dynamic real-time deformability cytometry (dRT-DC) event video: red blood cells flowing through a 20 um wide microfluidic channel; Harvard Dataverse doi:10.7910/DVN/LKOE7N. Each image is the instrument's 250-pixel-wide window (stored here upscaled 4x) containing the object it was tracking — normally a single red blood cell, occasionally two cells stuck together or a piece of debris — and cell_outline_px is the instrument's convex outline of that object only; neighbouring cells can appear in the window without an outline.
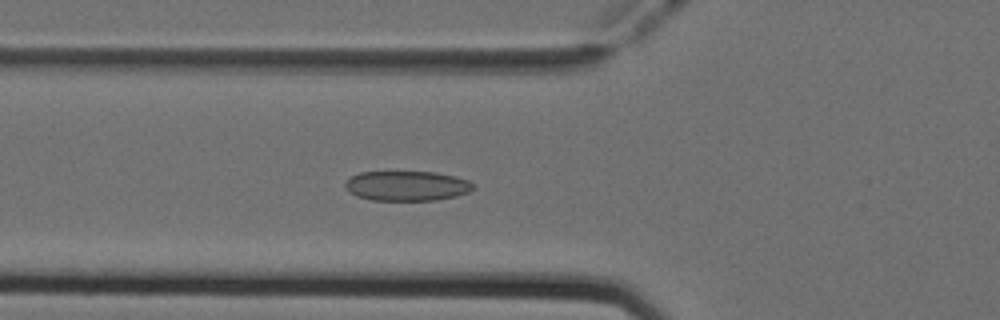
{"species": "Egyptian fruit bat (a non-hibernating species)", "species_latin": "Rousettus aegyptiacus", "temperature_condition": "cold", "stored_images_in_passage": 49, "camera_frame_rate_fps": 3000, "um_per_image_px": 0.085, "animal": {"sex": "female"}, "frame": {"image": 1, "passage_image": 16, "time_ms": 5.0, "image_size_px": [1000, 320], "cell_outline_px": [[472, 188], [468, 192], [456, 196], [436, 200], [372, 200], [356, 196], [348, 192], [344, 188], [344, 184], [352, 176], [360, 172], [436, 172], [456, 176], [468, 180], [472, 184]], "centroid_in_image_um": [34.55, 15.8], "position_along_channel_um": 91.3, "area_um2": 22.25}}
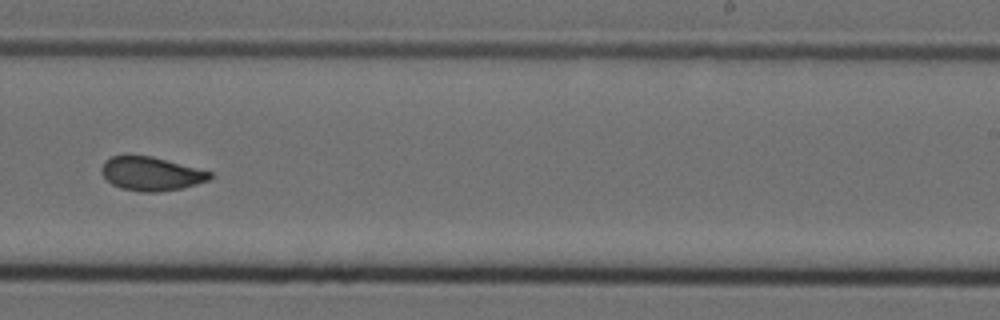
{"frame": {"image": 2, "passage_image": 30, "time_ms": 9.667, "image_size_px": [1000, 320], "cell_outline_px": [[212, 176], [208, 180], [184, 188], [160, 192], [140, 192], [120, 188], [112, 184], [100, 172], [100, 168], [104, 160], [112, 156], [152, 156], [212, 172]], "centroid_in_image_um": [12.82, 14.78], "position_along_channel_um": 276.2, "area_um2": 21.33}}
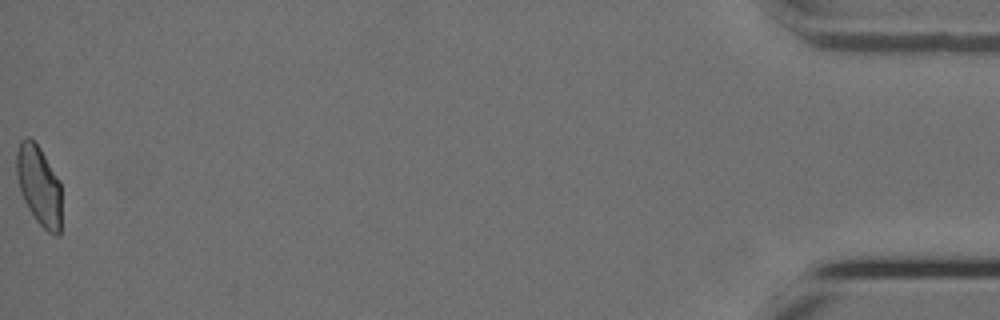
{"frame": {"image": 3, "passage_image": 49, "time_ms": 16.0, "image_size_px": [1000, 320], "cell_outline_px": [[60, 232], [56, 236], [48, 232], [36, 220], [28, 208], [20, 192], [16, 176], [16, 152], [20, 140], [24, 136], [28, 136], [40, 148], [60, 180]], "centroid_in_image_um": [3.29, 15.73], "position_along_channel_um": 431.9, "area_um2": 20.98}, "authors_computed_cell_mechanics": {"area_um2": 21.8484, "velocity_mm_per_s": 3.9562, "shape_relaxation_time_tau1_ms": null, "shape_relaxation_time_tau2_ms": 1.4635, "deformation_change_tau1": null, "deformation_change_tau2": 0.0698}}